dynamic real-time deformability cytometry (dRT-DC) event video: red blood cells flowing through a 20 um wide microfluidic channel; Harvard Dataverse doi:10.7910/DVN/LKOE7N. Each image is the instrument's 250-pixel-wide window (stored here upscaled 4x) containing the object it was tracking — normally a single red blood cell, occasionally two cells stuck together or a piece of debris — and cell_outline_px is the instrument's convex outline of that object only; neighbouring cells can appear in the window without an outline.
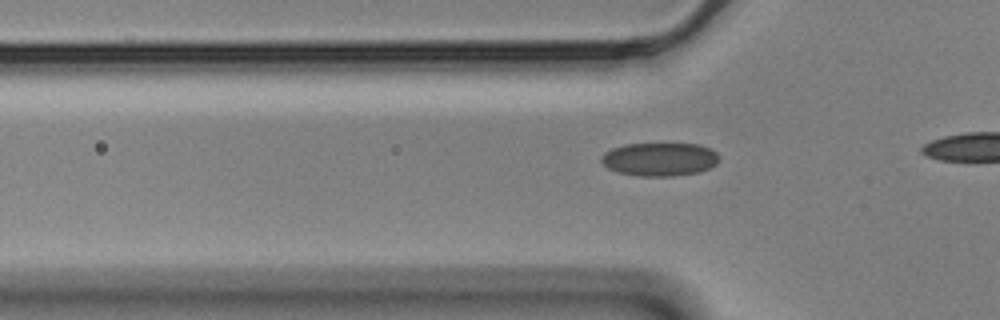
{"species": "Egyptian fruit bat (a non-hibernating species)", "species_latin": "Rousettus aegyptiacus", "temperature_condition": "cold", "stored_images_in_passage": 11, "camera_frame_rate_fps": 3000, "um_per_image_px": 0.085, "animal": {"sex": "male"}, "frame": {"image": 1, "passage_image": 5, "time_ms": 1.333, "image_size_px": [1000, 320], "cell_outline_px": [[720, 160], [716, 164], [700, 172], [672, 176], [640, 176], [616, 172], [608, 168], [600, 160], [600, 156], [604, 152], [612, 148], [624, 144], [700, 144], [712, 148], [720, 156]], "centroid_in_image_um": [56.08, 13.53], "position_along_channel_um": 69.7, "area_um2": 23.18}}
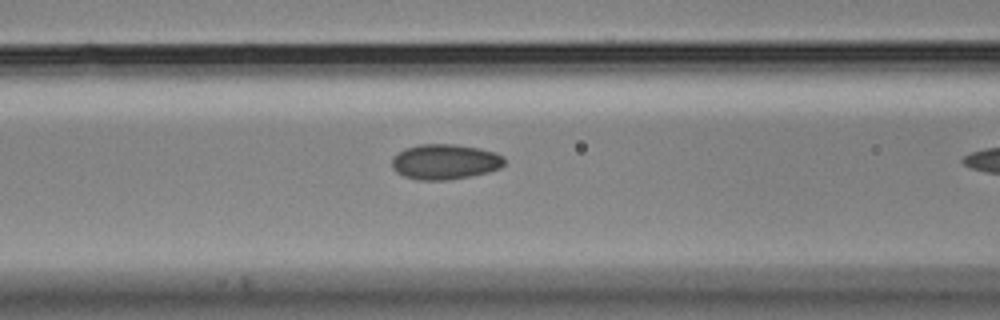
{"frame": {"image": 2, "passage_image": 10, "time_ms": 3.0, "image_size_px": [1000, 320], "cell_outline_px": [[504, 164], [500, 168], [488, 172], [472, 176], [448, 180], [416, 180], [404, 176], [396, 172], [392, 168], [392, 160], [404, 148], [420, 144], [452, 144], [480, 148], [496, 152], [504, 156]], "centroid_in_image_um": [37.84, 13.75], "position_along_channel_um": 128.8, "area_um2": 23.24}}